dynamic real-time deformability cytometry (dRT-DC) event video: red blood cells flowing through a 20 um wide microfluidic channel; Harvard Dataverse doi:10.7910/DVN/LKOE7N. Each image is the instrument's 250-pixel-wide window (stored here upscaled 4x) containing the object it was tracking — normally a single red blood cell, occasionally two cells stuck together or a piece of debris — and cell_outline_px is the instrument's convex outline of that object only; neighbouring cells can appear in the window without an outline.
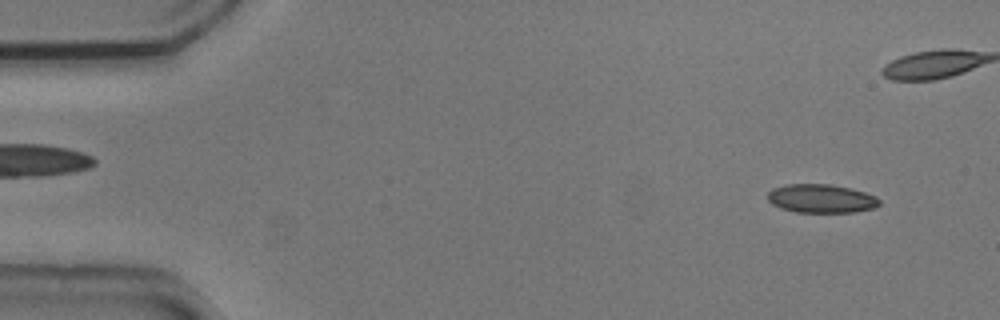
{"species": "common noctule bat (a hibernating species)", "species_latin": "Nyctalus noctula", "temperature_condition": "cold", "stored_images_in_passage": 6, "camera_frame_rate_fps": 3000, "um_per_image_px": 0.085, "animal": {"sex": "male", "body_mass_g": 20.5, "forearm_length_mm": 52.5}, "frame": {"image": 1, "passage_image": 1, "time_ms": 0.0, "image_size_px": [1000, 320], "cell_outline_px": [[880, 204], [876, 208], [856, 212], [796, 212], [780, 208], [772, 204], [768, 200], [768, 192], [772, 188], [788, 184], [832, 184], [864, 192], [876, 196], [880, 200]], "centroid_in_image_um": [69.81, 16.88], "position_along_channel_um": 15.2, "area_um2": 18.73}}